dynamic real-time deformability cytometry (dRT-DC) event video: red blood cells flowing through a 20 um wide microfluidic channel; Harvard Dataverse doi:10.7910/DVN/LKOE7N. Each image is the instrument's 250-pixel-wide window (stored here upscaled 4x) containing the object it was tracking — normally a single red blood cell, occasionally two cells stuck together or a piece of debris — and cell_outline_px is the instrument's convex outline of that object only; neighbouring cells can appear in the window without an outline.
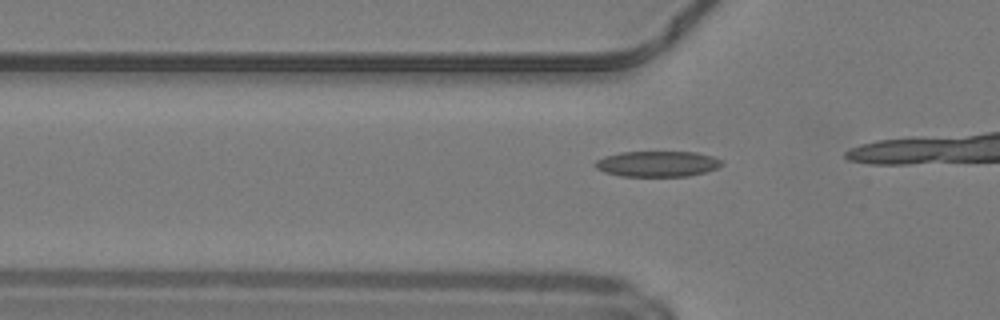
{"species": "common noctule bat (a hibernating species)", "species_latin": "Nyctalus noctula", "temperature_condition": "warm", "stored_images_in_passage": 6, "camera_frame_rate_fps": 3000, "um_per_image_px": 0.085, "animal": {"sex": "male", "body_mass_g": 19.2, "forearm_length_mm": 51.8}, "frame": {"image": 1, "passage_image": 3, "time_ms": 0.667, "image_size_px": [1000, 320], "cell_outline_px": [[724, 164], [716, 168], [704, 172], [688, 176], [620, 176], [604, 172], [596, 168], [596, 160], [604, 156], [620, 152], [696, 152], [712, 156], [724, 160]], "centroid_in_image_um": [55.89, 13.92], "position_along_channel_um": 69.9, "area_um2": 18.96}}